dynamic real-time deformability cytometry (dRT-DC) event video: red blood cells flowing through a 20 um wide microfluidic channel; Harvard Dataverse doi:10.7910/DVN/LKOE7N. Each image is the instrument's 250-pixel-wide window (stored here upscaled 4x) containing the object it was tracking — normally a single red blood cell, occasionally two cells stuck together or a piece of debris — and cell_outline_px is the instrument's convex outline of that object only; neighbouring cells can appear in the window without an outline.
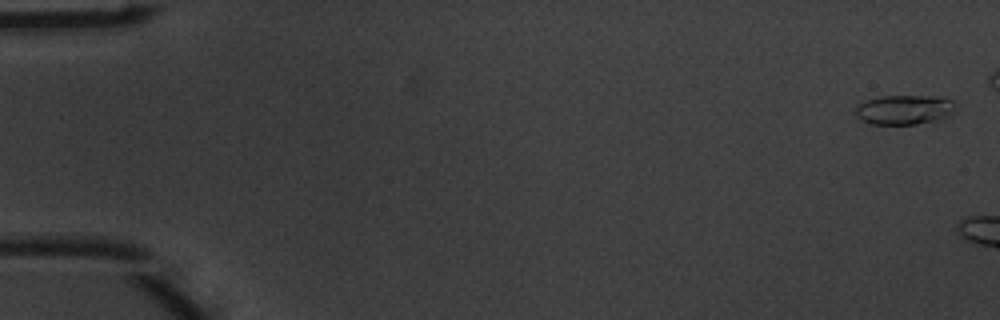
{"species": "common noctule bat (a hibernating species)", "species_latin": "Nyctalus noctula", "temperature_condition": "warm", "stored_images_in_passage": 2, "camera_frame_rate_fps": 3000, "um_per_image_px": 0.085, "animal": {"sex": "male", "body_mass_g": 20.1, "forearm_length_mm": 53.5}, "frame": {"image": 1, "passage_image": 1, "time_ms": 0.0, "image_size_px": [1000, 320], "cell_outline_px": [[956, 104], [952, 112], [944, 116], [932, 120], [916, 124], [872, 124], [860, 120], [856, 116], [856, 108], [864, 100], [880, 96], [936, 96], [952, 100]], "centroid_in_image_um": [76.81, 9.31], "position_along_channel_um": 8.2, "area_um2": 16.99}}